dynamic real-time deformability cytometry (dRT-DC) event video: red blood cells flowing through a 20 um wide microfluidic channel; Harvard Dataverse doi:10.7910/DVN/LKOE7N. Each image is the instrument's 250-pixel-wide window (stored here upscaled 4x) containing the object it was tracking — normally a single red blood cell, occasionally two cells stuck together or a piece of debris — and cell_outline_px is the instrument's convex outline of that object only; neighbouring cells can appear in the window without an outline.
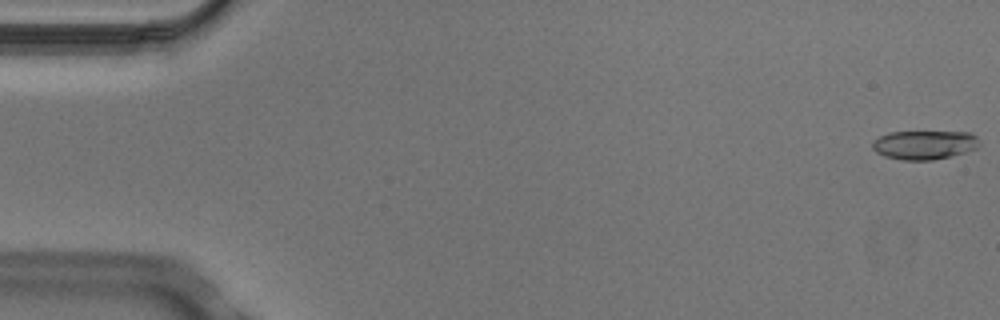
{"species": "Egyptian fruit bat (a non-hibernating species)", "species_latin": "Rousettus aegyptiacus", "temperature_condition": "cold", "stored_images_in_passage": 5, "camera_frame_rate_fps": 3000, "um_per_image_px": 0.085, "animal": {"sex": "male"}, "frame": {"image": 1, "passage_image": 1, "time_ms": 0.0, "image_size_px": [1000, 320], "cell_outline_px": [[980, 144], [976, 148], [964, 152], [932, 160], [904, 160], [884, 156], [876, 152], [872, 148], [872, 140], [888, 132], [972, 132], [980, 140]], "centroid_in_image_um": [78.56, 12.3], "position_along_channel_um": 6.4, "area_um2": 18.03}}
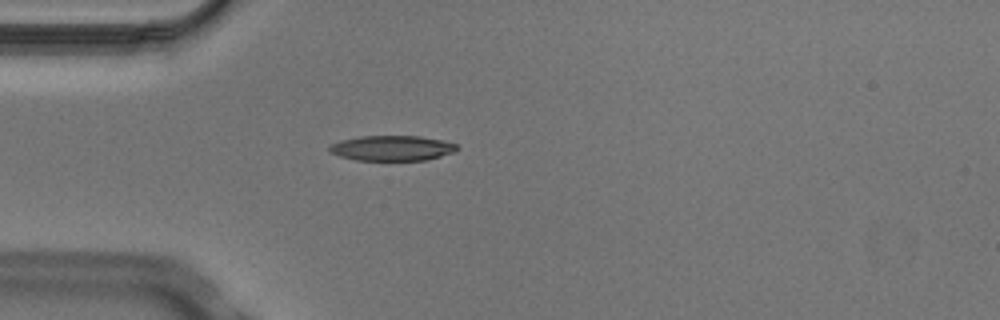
{"frame": {"image": 2, "passage_image": 5, "time_ms": 1.333, "image_size_px": [1000, 320], "cell_outline_px": [[460, 148], [456, 152], [428, 160], [356, 160], [340, 156], [332, 152], [328, 148], [332, 144], [340, 140], [360, 136], [420, 136], [440, 140], [456, 144]], "centroid_in_image_um": [33.37, 12.59], "position_along_channel_um": 51.6, "area_um2": 18.73}}